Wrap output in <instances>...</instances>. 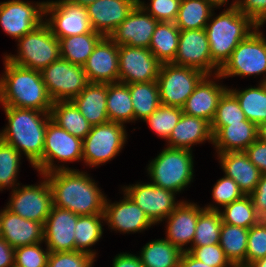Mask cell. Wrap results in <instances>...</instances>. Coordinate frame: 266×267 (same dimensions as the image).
Wrapping results in <instances>:
<instances>
[{"mask_svg": "<svg viewBox=\"0 0 266 267\" xmlns=\"http://www.w3.org/2000/svg\"><path fill=\"white\" fill-rule=\"evenodd\" d=\"M158 22L141 6H135L109 38L118 46L128 45L149 49L151 37Z\"/></svg>", "mask_w": 266, "mask_h": 267, "instance_id": "obj_19", "label": "cell"}, {"mask_svg": "<svg viewBox=\"0 0 266 267\" xmlns=\"http://www.w3.org/2000/svg\"><path fill=\"white\" fill-rule=\"evenodd\" d=\"M261 220H266V174H262L255 190L249 195Z\"/></svg>", "mask_w": 266, "mask_h": 267, "instance_id": "obj_52", "label": "cell"}, {"mask_svg": "<svg viewBox=\"0 0 266 267\" xmlns=\"http://www.w3.org/2000/svg\"><path fill=\"white\" fill-rule=\"evenodd\" d=\"M43 176L51 187L53 206L77 215L104 214L106 196L86 172L58 170Z\"/></svg>", "mask_w": 266, "mask_h": 267, "instance_id": "obj_1", "label": "cell"}, {"mask_svg": "<svg viewBox=\"0 0 266 267\" xmlns=\"http://www.w3.org/2000/svg\"><path fill=\"white\" fill-rule=\"evenodd\" d=\"M5 74L0 77L2 106L51 111L53 101L40 71L18 66L4 57Z\"/></svg>", "mask_w": 266, "mask_h": 267, "instance_id": "obj_3", "label": "cell"}, {"mask_svg": "<svg viewBox=\"0 0 266 267\" xmlns=\"http://www.w3.org/2000/svg\"><path fill=\"white\" fill-rule=\"evenodd\" d=\"M236 6L238 10L249 17L257 26L266 22V0H235L229 7Z\"/></svg>", "mask_w": 266, "mask_h": 267, "instance_id": "obj_51", "label": "cell"}, {"mask_svg": "<svg viewBox=\"0 0 266 267\" xmlns=\"http://www.w3.org/2000/svg\"><path fill=\"white\" fill-rule=\"evenodd\" d=\"M83 140L68 133L50 120L47 124L42 157L33 165L40 175L58 170H70L65 166H56L54 158L61 162L82 160Z\"/></svg>", "mask_w": 266, "mask_h": 267, "instance_id": "obj_8", "label": "cell"}, {"mask_svg": "<svg viewBox=\"0 0 266 267\" xmlns=\"http://www.w3.org/2000/svg\"><path fill=\"white\" fill-rule=\"evenodd\" d=\"M260 26L242 40L232 52L230 59L214 76L218 79L231 76L266 74V38ZM266 83V76L261 83Z\"/></svg>", "mask_w": 266, "mask_h": 267, "instance_id": "obj_7", "label": "cell"}, {"mask_svg": "<svg viewBox=\"0 0 266 267\" xmlns=\"http://www.w3.org/2000/svg\"><path fill=\"white\" fill-rule=\"evenodd\" d=\"M222 217L220 209L214 205H208L200 212L192 247L219 244Z\"/></svg>", "mask_w": 266, "mask_h": 267, "instance_id": "obj_40", "label": "cell"}, {"mask_svg": "<svg viewBox=\"0 0 266 267\" xmlns=\"http://www.w3.org/2000/svg\"><path fill=\"white\" fill-rule=\"evenodd\" d=\"M244 152L261 173L266 174V143L257 139Z\"/></svg>", "mask_w": 266, "mask_h": 267, "instance_id": "obj_53", "label": "cell"}, {"mask_svg": "<svg viewBox=\"0 0 266 267\" xmlns=\"http://www.w3.org/2000/svg\"><path fill=\"white\" fill-rule=\"evenodd\" d=\"M102 220L105 221L104 214L78 215L74 230L76 251L87 253L96 258V252L89 247L97 243L102 237Z\"/></svg>", "mask_w": 266, "mask_h": 267, "instance_id": "obj_39", "label": "cell"}, {"mask_svg": "<svg viewBox=\"0 0 266 267\" xmlns=\"http://www.w3.org/2000/svg\"><path fill=\"white\" fill-rule=\"evenodd\" d=\"M135 6L134 0H97L86 9L92 29L109 37Z\"/></svg>", "mask_w": 266, "mask_h": 267, "instance_id": "obj_21", "label": "cell"}, {"mask_svg": "<svg viewBox=\"0 0 266 267\" xmlns=\"http://www.w3.org/2000/svg\"><path fill=\"white\" fill-rule=\"evenodd\" d=\"M106 107L110 122L125 124L134 121V109L127 84H107Z\"/></svg>", "mask_w": 266, "mask_h": 267, "instance_id": "obj_34", "label": "cell"}, {"mask_svg": "<svg viewBox=\"0 0 266 267\" xmlns=\"http://www.w3.org/2000/svg\"><path fill=\"white\" fill-rule=\"evenodd\" d=\"M124 193L137 204L155 225L170 215L182 202L175 201V193L151 183L125 186Z\"/></svg>", "mask_w": 266, "mask_h": 267, "instance_id": "obj_15", "label": "cell"}, {"mask_svg": "<svg viewBox=\"0 0 266 267\" xmlns=\"http://www.w3.org/2000/svg\"><path fill=\"white\" fill-rule=\"evenodd\" d=\"M104 36L96 31L59 39L60 57L82 66Z\"/></svg>", "mask_w": 266, "mask_h": 267, "instance_id": "obj_31", "label": "cell"}, {"mask_svg": "<svg viewBox=\"0 0 266 267\" xmlns=\"http://www.w3.org/2000/svg\"><path fill=\"white\" fill-rule=\"evenodd\" d=\"M92 125L109 122L107 115V83H92L71 100Z\"/></svg>", "mask_w": 266, "mask_h": 267, "instance_id": "obj_29", "label": "cell"}, {"mask_svg": "<svg viewBox=\"0 0 266 267\" xmlns=\"http://www.w3.org/2000/svg\"><path fill=\"white\" fill-rule=\"evenodd\" d=\"M210 77L211 75H205L200 80L182 107L183 113L203 118L209 123L214 118L220 98L228 90L209 80Z\"/></svg>", "mask_w": 266, "mask_h": 267, "instance_id": "obj_25", "label": "cell"}, {"mask_svg": "<svg viewBox=\"0 0 266 267\" xmlns=\"http://www.w3.org/2000/svg\"><path fill=\"white\" fill-rule=\"evenodd\" d=\"M205 75L192 67L178 66L173 63L162 64L157 78L160 103L182 108Z\"/></svg>", "mask_w": 266, "mask_h": 267, "instance_id": "obj_10", "label": "cell"}, {"mask_svg": "<svg viewBox=\"0 0 266 267\" xmlns=\"http://www.w3.org/2000/svg\"><path fill=\"white\" fill-rule=\"evenodd\" d=\"M50 115L59 127L82 140L91 131L92 125L71 100L53 102Z\"/></svg>", "mask_w": 266, "mask_h": 267, "instance_id": "obj_30", "label": "cell"}, {"mask_svg": "<svg viewBox=\"0 0 266 267\" xmlns=\"http://www.w3.org/2000/svg\"><path fill=\"white\" fill-rule=\"evenodd\" d=\"M134 1L136 6H141L159 22H175L181 2V0H151L150 5H146L143 1Z\"/></svg>", "mask_w": 266, "mask_h": 267, "instance_id": "obj_47", "label": "cell"}, {"mask_svg": "<svg viewBox=\"0 0 266 267\" xmlns=\"http://www.w3.org/2000/svg\"><path fill=\"white\" fill-rule=\"evenodd\" d=\"M257 139V125L245 120L222 126L213 135V145L217 153L245 151Z\"/></svg>", "mask_w": 266, "mask_h": 267, "instance_id": "obj_28", "label": "cell"}, {"mask_svg": "<svg viewBox=\"0 0 266 267\" xmlns=\"http://www.w3.org/2000/svg\"><path fill=\"white\" fill-rule=\"evenodd\" d=\"M258 139L266 143V121L257 126Z\"/></svg>", "mask_w": 266, "mask_h": 267, "instance_id": "obj_57", "label": "cell"}, {"mask_svg": "<svg viewBox=\"0 0 266 267\" xmlns=\"http://www.w3.org/2000/svg\"><path fill=\"white\" fill-rule=\"evenodd\" d=\"M249 229L222 222L219 245L234 267H246Z\"/></svg>", "mask_w": 266, "mask_h": 267, "instance_id": "obj_33", "label": "cell"}, {"mask_svg": "<svg viewBox=\"0 0 266 267\" xmlns=\"http://www.w3.org/2000/svg\"><path fill=\"white\" fill-rule=\"evenodd\" d=\"M188 251L195 259L212 267H234L226 258L224 250L219 244L190 247Z\"/></svg>", "mask_w": 266, "mask_h": 267, "instance_id": "obj_49", "label": "cell"}, {"mask_svg": "<svg viewBox=\"0 0 266 267\" xmlns=\"http://www.w3.org/2000/svg\"><path fill=\"white\" fill-rule=\"evenodd\" d=\"M88 82H119V46L103 37L83 65Z\"/></svg>", "mask_w": 266, "mask_h": 267, "instance_id": "obj_18", "label": "cell"}, {"mask_svg": "<svg viewBox=\"0 0 266 267\" xmlns=\"http://www.w3.org/2000/svg\"><path fill=\"white\" fill-rule=\"evenodd\" d=\"M247 120L237 98L227 90L219 100L214 118L210 123L212 135L222 126L229 123H240Z\"/></svg>", "mask_w": 266, "mask_h": 267, "instance_id": "obj_42", "label": "cell"}, {"mask_svg": "<svg viewBox=\"0 0 266 267\" xmlns=\"http://www.w3.org/2000/svg\"><path fill=\"white\" fill-rule=\"evenodd\" d=\"M41 243L14 248V267H47L50 251H44Z\"/></svg>", "mask_w": 266, "mask_h": 267, "instance_id": "obj_45", "label": "cell"}, {"mask_svg": "<svg viewBox=\"0 0 266 267\" xmlns=\"http://www.w3.org/2000/svg\"><path fill=\"white\" fill-rule=\"evenodd\" d=\"M0 267H14V248L0 237Z\"/></svg>", "mask_w": 266, "mask_h": 267, "instance_id": "obj_55", "label": "cell"}, {"mask_svg": "<svg viewBox=\"0 0 266 267\" xmlns=\"http://www.w3.org/2000/svg\"><path fill=\"white\" fill-rule=\"evenodd\" d=\"M220 214L223 223L245 229H250L261 221L249 195L224 206V211H220Z\"/></svg>", "mask_w": 266, "mask_h": 267, "instance_id": "obj_41", "label": "cell"}, {"mask_svg": "<svg viewBox=\"0 0 266 267\" xmlns=\"http://www.w3.org/2000/svg\"><path fill=\"white\" fill-rule=\"evenodd\" d=\"M238 100L247 120L257 126L266 121V83L245 90L228 89Z\"/></svg>", "mask_w": 266, "mask_h": 267, "instance_id": "obj_38", "label": "cell"}, {"mask_svg": "<svg viewBox=\"0 0 266 267\" xmlns=\"http://www.w3.org/2000/svg\"><path fill=\"white\" fill-rule=\"evenodd\" d=\"M134 109V121L145 120L160 105L159 86L157 81L127 84Z\"/></svg>", "mask_w": 266, "mask_h": 267, "instance_id": "obj_37", "label": "cell"}, {"mask_svg": "<svg viewBox=\"0 0 266 267\" xmlns=\"http://www.w3.org/2000/svg\"><path fill=\"white\" fill-rule=\"evenodd\" d=\"M264 257H266V220H261L249 229L246 267Z\"/></svg>", "mask_w": 266, "mask_h": 267, "instance_id": "obj_46", "label": "cell"}, {"mask_svg": "<svg viewBox=\"0 0 266 267\" xmlns=\"http://www.w3.org/2000/svg\"><path fill=\"white\" fill-rule=\"evenodd\" d=\"M172 63L195 68L206 75H212L214 69L213 74L220 71L212 62L205 29L180 31L178 50Z\"/></svg>", "mask_w": 266, "mask_h": 267, "instance_id": "obj_17", "label": "cell"}, {"mask_svg": "<svg viewBox=\"0 0 266 267\" xmlns=\"http://www.w3.org/2000/svg\"><path fill=\"white\" fill-rule=\"evenodd\" d=\"M203 209L195 203L182 201L166 218L168 225L165 239L182 252L186 251L183 247L186 244L191 243L192 247L197 220Z\"/></svg>", "mask_w": 266, "mask_h": 267, "instance_id": "obj_24", "label": "cell"}, {"mask_svg": "<svg viewBox=\"0 0 266 267\" xmlns=\"http://www.w3.org/2000/svg\"><path fill=\"white\" fill-rule=\"evenodd\" d=\"M42 177L44 180L38 185L14 187L6 208L24 219L45 224L53 207V197L47 178Z\"/></svg>", "mask_w": 266, "mask_h": 267, "instance_id": "obj_12", "label": "cell"}, {"mask_svg": "<svg viewBox=\"0 0 266 267\" xmlns=\"http://www.w3.org/2000/svg\"><path fill=\"white\" fill-rule=\"evenodd\" d=\"M46 15H50V18L44 22L57 39L93 31L86 6L64 0L47 1L44 6V16L47 17Z\"/></svg>", "mask_w": 266, "mask_h": 267, "instance_id": "obj_13", "label": "cell"}, {"mask_svg": "<svg viewBox=\"0 0 266 267\" xmlns=\"http://www.w3.org/2000/svg\"><path fill=\"white\" fill-rule=\"evenodd\" d=\"M182 251L167 239L145 244L140 253L143 267H178Z\"/></svg>", "mask_w": 266, "mask_h": 267, "instance_id": "obj_36", "label": "cell"}, {"mask_svg": "<svg viewBox=\"0 0 266 267\" xmlns=\"http://www.w3.org/2000/svg\"><path fill=\"white\" fill-rule=\"evenodd\" d=\"M2 107L8 125L0 132V139L16 148L20 154L23 151L33 166L43 155L45 132L51 120L50 111Z\"/></svg>", "mask_w": 266, "mask_h": 267, "instance_id": "obj_2", "label": "cell"}, {"mask_svg": "<svg viewBox=\"0 0 266 267\" xmlns=\"http://www.w3.org/2000/svg\"><path fill=\"white\" fill-rule=\"evenodd\" d=\"M180 30L175 22H158L149 50L162 63H172L178 50Z\"/></svg>", "mask_w": 266, "mask_h": 267, "instance_id": "obj_32", "label": "cell"}, {"mask_svg": "<svg viewBox=\"0 0 266 267\" xmlns=\"http://www.w3.org/2000/svg\"><path fill=\"white\" fill-rule=\"evenodd\" d=\"M182 114V108L161 104L144 121L158 136L167 140Z\"/></svg>", "mask_w": 266, "mask_h": 267, "instance_id": "obj_44", "label": "cell"}, {"mask_svg": "<svg viewBox=\"0 0 266 267\" xmlns=\"http://www.w3.org/2000/svg\"><path fill=\"white\" fill-rule=\"evenodd\" d=\"M78 215L53 206L44 224V242L50 252L75 251Z\"/></svg>", "mask_w": 266, "mask_h": 267, "instance_id": "obj_20", "label": "cell"}, {"mask_svg": "<svg viewBox=\"0 0 266 267\" xmlns=\"http://www.w3.org/2000/svg\"><path fill=\"white\" fill-rule=\"evenodd\" d=\"M105 200L104 216L105 222L115 229L123 233L146 230L154 225L145 214V212L135 204L125 193L124 199L116 203H110Z\"/></svg>", "mask_w": 266, "mask_h": 267, "instance_id": "obj_22", "label": "cell"}, {"mask_svg": "<svg viewBox=\"0 0 266 267\" xmlns=\"http://www.w3.org/2000/svg\"><path fill=\"white\" fill-rule=\"evenodd\" d=\"M217 154L225 175L238 184L244 195H250L262 176L261 171L249 160L244 151Z\"/></svg>", "mask_w": 266, "mask_h": 267, "instance_id": "obj_26", "label": "cell"}, {"mask_svg": "<svg viewBox=\"0 0 266 267\" xmlns=\"http://www.w3.org/2000/svg\"><path fill=\"white\" fill-rule=\"evenodd\" d=\"M95 258L79 251L50 252L47 267H91Z\"/></svg>", "mask_w": 266, "mask_h": 267, "instance_id": "obj_48", "label": "cell"}, {"mask_svg": "<svg viewBox=\"0 0 266 267\" xmlns=\"http://www.w3.org/2000/svg\"><path fill=\"white\" fill-rule=\"evenodd\" d=\"M126 139V129L121 123L109 121L92 126L91 131L83 139L82 160L90 167L102 165L115 158Z\"/></svg>", "mask_w": 266, "mask_h": 267, "instance_id": "obj_9", "label": "cell"}, {"mask_svg": "<svg viewBox=\"0 0 266 267\" xmlns=\"http://www.w3.org/2000/svg\"><path fill=\"white\" fill-rule=\"evenodd\" d=\"M112 265V267H143L139 256L126 252L116 255Z\"/></svg>", "mask_w": 266, "mask_h": 267, "instance_id": "obj_54", "label": "cell"}, {"mask_svg": "<svg viewBox=\"0 0 266 267\" xmlns=\"http://www.w3.org/2000/svg\"><path fill=\"white\" fill-rule=\"evenodd\" d=\"M22 0L0 3V24L2 29L16 40L32 32L44 20L45 2L34 5Z\"/></svg>", "mask_w": 266, "mask_h": 267, "instance_id": "obj_16", "label": "cell"}, {"mask_svg": "<svg viewBox=\"0 0 266 267\" xmlns=\"http://www.w3.org/2000/svg\"><path fill=\"white\" fill-rule=\"evenodd\" d=\"M0 237L13 248L33 245L44 241V224L24 219L5 207L0 211Z\"/></svg>", "mask_w": 266, "mask_h": 267, "instance_id": "obj_23", "label": "cell"}, {"mask_svg": "<svg viewBox=\"0 0 266 267\" xmlns=\"http://www.w3.org/2000/svg\"><path fill=\"white\" fill-rule=\"evenodd\" d=\"M21 154L16 148L0 139V190L6 187L19 186L17 174L19 172ZM16 183V184H15Z\"/></svg>", "mask_w": 266, "mask_h": 267, "instance_id": "obj_43", "label": "cell"}, {"mask_svg": "<svg viewBox=\"0 0 266 267\" xmlns=\"http://www.w3.org/2000/svg\"><path fill=\"white\" fill-rule=\"evenodd\" d=\"M40 73L53 102L72 100L89 83L82 66L72 64L61 57Z\"/></svg>", "mask_w": 266, "mask_h": 267, "instance_id": "obj_11", "label": "cell"}, {"mask_svg": "<svg viewBox=\"0 0 266 267\" xmlns=\"http://www.w3.org/2000/svg\"><path fill=\"white\" fill-rule=\"evenodd\" d=\"M178 267H212L195 259L188 251L181 254Z\"/></svg>", "mask_w": 266, "mask_h": 267, "instance_id": "obj_56", "label": "cell"}, {"mask_svg": "<svg viewBox=\"0 0 266 267\" xmlns=\"http://www.w3.org/2000/svg\"><path fill=\"white\" fill-rule=\"evenodd\" d=\"M192 151L166 147L148 165L152 183L174 193L180 192L193 179Z\"/></svg>", "mask_w": 266, "mask_h": 267, "instance_id": "obj_5", "label": "cell"}, {"mask_svg": "<svg viewBox=\"0 0 266 267\" xmlns=\"http://www.w3.org/2000/svg\"><path fill=\"white\" fill-rule=\"evenodd\" d=\"M244 196L240 190L238 184L226 175L217 180V183L213 186L212 197L215 203L226 206L235 200H238Z\"/></svg>", "mask_w": 266, "mask_h": 267, "instance_id": "obj_50", "label": "cell"}, {"mask_svg": "<svg viewBox=\"0 0 266 267\" xmlns=\"http://www.w3.org/2000/svg\"><path fill=\"white\" fill-rule=\"evenodd\" d=\"M64 1L76 4V5L87 6L88 4L93 3L97 0H64Z\"/></svg>", "mask_w": 266, "mask_h": 267, "instance_id": "obj_58", "label": "cell"}, {"mask_svg": "<svg viewBox=\"0 0 266 267\" xmlns=\"http://www.w3.org/2000/svg\"><path fill=\"white\" fill-rule=\"evenodd\" d=\"M208 2H210L215 8L216 7H220L222 5H227L226 2H228V0H207Z\"/></svg>", "mask_w": 266, "mask_h": 267, "instance_id": "obj_60", "label": "cell"}, {"mask_svg": "<svg viewBox=\"0 0 266 267\" xmlns=\"http://www.w3.org/2000/svg\"><path fill=\"white\" fill-rule=\"evenodd\" d=\"M249 267H266V257L255 261Z\"/></svg>", "mask_w": 266, "mask_h": 267, "instance_id": "obj_59", "label": "cell"}, {"mask_svg": "<svg viewBox=\"0 0 266 267\" xmlns=\"http://www.w3.org/2000/svg\"><path fill=\"white\" fill-rule=\"evenodd\" d=\"M162 63L148 48L119 46V82L157 81Z\"/></svg>", "mask_w": 266, "mask_h": 267, "instance_id": "obj_14", "label": "cell"}, {"mask_svg": "<svg viewBox=\"0 0 266 267\" xmlns=\"http://www.w3.org/2000/svg\"><path fill=\"white\" fill-rule=\"evenodd\" d=\"M209 21L205 32L209 41L211 59L221 69L238 44L258 26L236 6L225 9Z\"/></svg>", "mask_w": 266, "mask_h": 267, "instance_id": "obj_4", "label": "cell"}, {"mask_svg": "<svg viewBox=\"0 0 266 267\" xmlns=\"http://www.w3.org/2000/svg\"><path fill=\"white\" fill-rule=\"evenodd\" d=\"M18 42V54L5 55L8 61L18 66L41 71L60 57L59 39L45 22L18 39Z\"/></svg>", "mask_w": 266, "mask_h": 267, "instance_id": "obj_6", "label": "cell"}, {"mask_svg": "<svg viewBox=\"0 0 266 267\" xmlns=\"http://www.w3.org/2000/svg\"><path fill=\"white\" fill-rule=\"evenodd\" d=\"M213 8L207 0H181L175 24L180 31L205 29Z\"/></svg>", "mask_w": 266, "mask_h": 267, "instance_id": "obj_35", "label": "cell"}, {"mask_svg": "<svg viewBox=\"0 0 266 267\" xmlns=\"http://www.w3.org/2000/svg\"><path fill=\"white\" fill-rule=\"evenodd\" d=\"M206 140L213 143L210 123L203 118L183 113L166 141L168 147L192 151L191 147L194 144Z\"/></svg>", "mask_w": 266, "mask_h": 267, "instance_id": "obj_27", "label": "cell"}]
</instances>
